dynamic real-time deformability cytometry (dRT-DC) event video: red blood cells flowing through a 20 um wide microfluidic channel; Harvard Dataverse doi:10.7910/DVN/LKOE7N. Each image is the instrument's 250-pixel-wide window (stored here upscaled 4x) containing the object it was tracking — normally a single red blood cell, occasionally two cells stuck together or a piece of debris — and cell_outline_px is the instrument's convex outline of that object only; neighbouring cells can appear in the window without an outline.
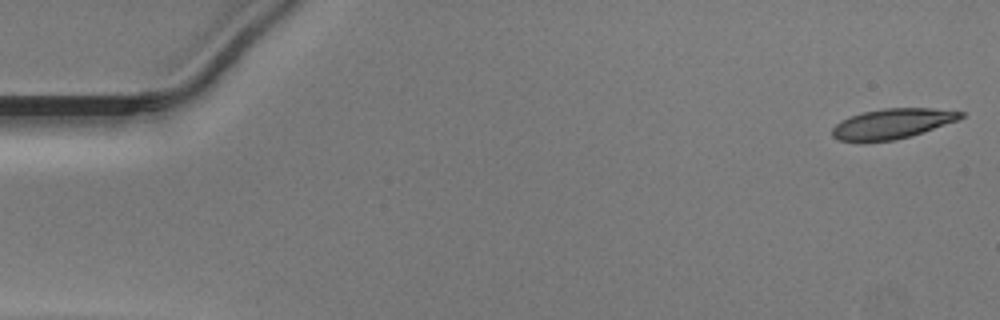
{"species": "Egyptian fruit bat (a non-hibernating species)", "species_latin": "Rousettus aegyptiacus", "temperature_condition": "warm", "stored_images_in_passage": 50, "camera_frame_rate_fps": 3000, "um_per_image_px": 0.085, "animal": {"sex": "male"}, "frame": {"image": 1, "passage_image": 1, "time_ms": 0.0, "image_size_px": [1000, 320], "cell_outline_px": [[964, 116], [956, 120], [924, 132], [896, 140], [840, 140], [832, 136], [832, 128], [840, 120], [864, 112], [884, 108], [932, 108], [964, 112]], "centroid_in_image_um": [75.86, 10.49], "position_along_channel_um": 9.1, "area_um2": 22.02}}
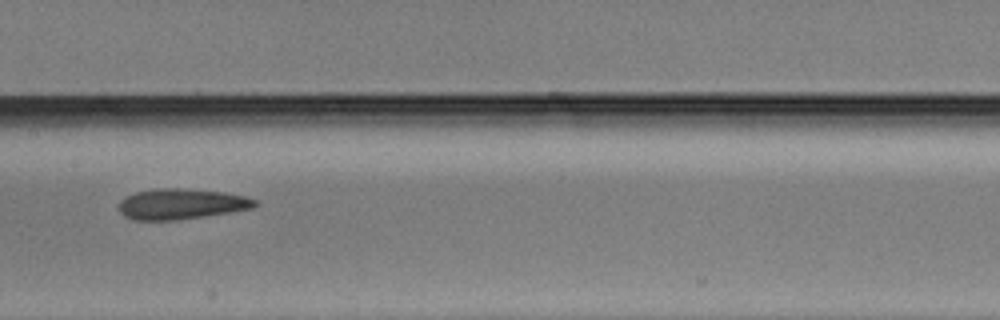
{"frame": {"image": 2, "passage_image": 25, "time_ms": 8.0, "image_size_px": [1000, 320], "cell_outline_px": [[260, 204], [252, 208], [228, 212], [176, 220], [136, 220], [124, 216], [120, 212], [120, 200], [136, 192], [156, 188], [180, 188], [220, 192], [244, 196], [256, 200]], "centroid_in_image_um": [15.39, 17.34], "position_along_channel_um": 192.0, "area_um2": 23.87}}
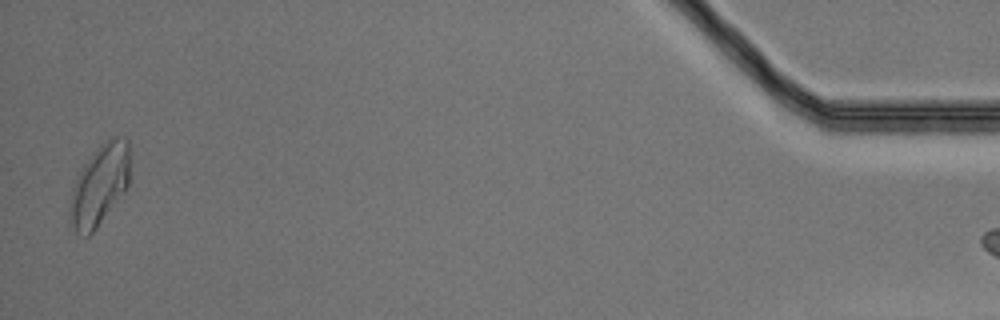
{"frame": {"image": 3, "passage_image": 49, "time_ms": 16.0, "image_size_px": [1000, 320], "cell_outline_px": [[128, 184], [124, 192], [96, 228], [88, 236], [84, 236], [76, 232], [68, 220], [68, 204], [72, 188], [80, 168], [92, 152], [100, 144], [112, 136], [124, 136], [128, 140]], "centroid_in_image_um": [8.41, 15.72], "position_along_channel_um": 426.8, "area_um2": 28.44}}